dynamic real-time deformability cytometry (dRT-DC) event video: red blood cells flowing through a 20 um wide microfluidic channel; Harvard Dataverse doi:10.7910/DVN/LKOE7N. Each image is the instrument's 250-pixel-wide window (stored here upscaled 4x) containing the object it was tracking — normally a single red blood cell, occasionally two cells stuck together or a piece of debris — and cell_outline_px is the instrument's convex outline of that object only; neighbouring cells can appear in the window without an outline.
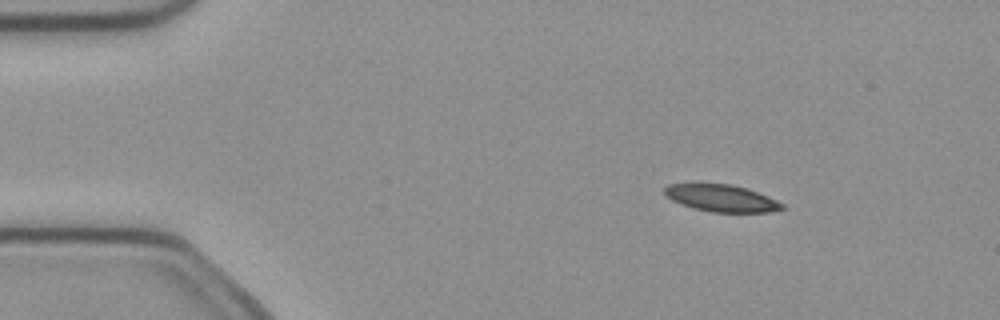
{"species": "common noctule bat (a hibernating species)", "species_latin": "Nyctalus noctula", "temperature_condition": "cold", "stored_images_in_passage": 3, "camera_frame_rate_fps": 3000, "um_per_image_px": 0.085, "animal": {"sex": "female", "body_mass_g": 21.9}, "frame": {"image": 1, "passage_image": 2, "time_ms": 0.333, "image_size_px": [1000, 320], "cell_outline_px": [[788, 208], [768, 212], [712, 212], [692, 208], [680, 204], [672, 200], [664, 192], [664, 188], [668, 184], [728, 184], [744, 188], [768, 196], [784, 204]], "centroid_in_image_um": [61.34, 16.86], "position_along_channel_um": 23.7, "area_um2": 18.32}}